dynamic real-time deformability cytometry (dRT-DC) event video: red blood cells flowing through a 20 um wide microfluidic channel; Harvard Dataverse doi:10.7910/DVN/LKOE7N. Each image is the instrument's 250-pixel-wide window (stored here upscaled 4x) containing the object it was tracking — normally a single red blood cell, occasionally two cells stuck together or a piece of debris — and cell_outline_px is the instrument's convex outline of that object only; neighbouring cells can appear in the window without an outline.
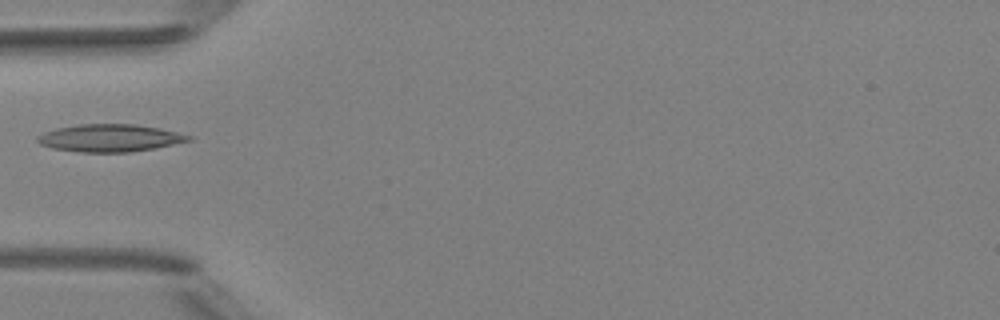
{"species": "Egyptian fruit bat (a non-hibernating species)", "species_latin": "Rousettus aegyptiacus", "temperature_condition": "room temperature", "stored_images_in_passage": 1, "camera_frame_rate_fps": 3000, "um_per_image_px": 0.085, "animal": {"sex": "female"}, "frame": {"image": 1, "passage_image": 1, "time_ms": 0.0, "image_size_px": [1000, 320], "cell_outline_px": [[192, 140], [132, 152], [80, 152], [52, 148], [40, 144], [36, 140], [36, 136], [44, 132], [56, 128], [80, 124], [136, 124], [160, 128], [192, 136]], "centroid_in_image_um": [9.3, 11.72], "position_along_channel_um": 75.7, "area_um2": 24.1}}